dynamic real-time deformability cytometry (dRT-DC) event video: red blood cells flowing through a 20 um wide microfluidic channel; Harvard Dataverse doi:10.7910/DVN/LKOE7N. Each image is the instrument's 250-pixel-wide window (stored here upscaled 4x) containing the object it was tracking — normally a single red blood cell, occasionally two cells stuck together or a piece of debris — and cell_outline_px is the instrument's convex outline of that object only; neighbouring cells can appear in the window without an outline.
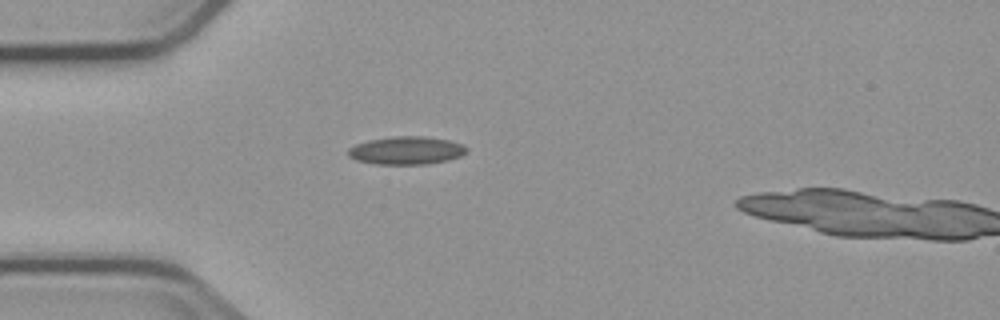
{"species": "common noctule bat (a hibernating species)", "species_latin": "Nyctalus noctula", "temperature_condition": "cold", "stored_images_in_passage": 2, "camera_frame_rate_fps": 3000, "um_per_image_px": 0.085, "animal": {"sex": "male", "body_mass_g": 23.1, "forearm_length_mm": 52.7}, "frame": {"image": 1, "passage_image": 1, "time_ms": 0.0, "image_size_px": [1000, 320], "cell_outline_px": [[468, 152], [460, 156], [448, 160], [428, 164], [376, 164], [356, 160], [348, 156], [348, 148], [356, 144], [368, 140], [396, 136], [420, 136], [448, 140], [464, 144], [468, 148]], "centroid_in_image_um": [34.56, 12.79], "position_along_channel_um": 50.4, "area_um2": 19.36}}